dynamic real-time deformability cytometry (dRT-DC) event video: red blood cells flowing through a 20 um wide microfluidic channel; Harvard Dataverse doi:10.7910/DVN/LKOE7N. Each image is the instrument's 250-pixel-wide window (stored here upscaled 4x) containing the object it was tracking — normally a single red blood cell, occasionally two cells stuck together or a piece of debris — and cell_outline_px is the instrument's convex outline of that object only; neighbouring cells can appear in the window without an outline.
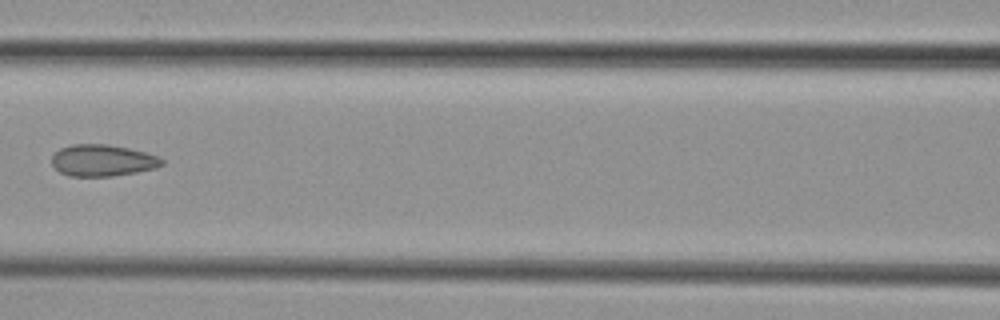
{"species": "common noctule bat (a hibernating species)", "species_latin": "Nyctalus noctula", "temperature_condition": "cold", "stored_images_in_passage": 6, "camera_frame_rate_fps": 3000, "um_per_image_px": 0.085, "animal": {"sex": "female", "body_mass_g": 29.2, "forearm_length_mm": 56.3}, "frame": {"image": 1, "passage_image": 6, "time_ms": 5.667, "image_size_px": [1000, 320], "cell_outline_px": [[164, 164], [156, 168], [136, 172], [112, 176], [68, 176], [60, 172], [52, 164], [52, 156], [60, 148], [72, 144], [108, 144], [128, 148], [144, 152], [156, 156], [164, 160]], "centroid_in_image_um": [8.71, 13.63], "position_along_channel_um": 157.9, "area_um2": 20.23}}